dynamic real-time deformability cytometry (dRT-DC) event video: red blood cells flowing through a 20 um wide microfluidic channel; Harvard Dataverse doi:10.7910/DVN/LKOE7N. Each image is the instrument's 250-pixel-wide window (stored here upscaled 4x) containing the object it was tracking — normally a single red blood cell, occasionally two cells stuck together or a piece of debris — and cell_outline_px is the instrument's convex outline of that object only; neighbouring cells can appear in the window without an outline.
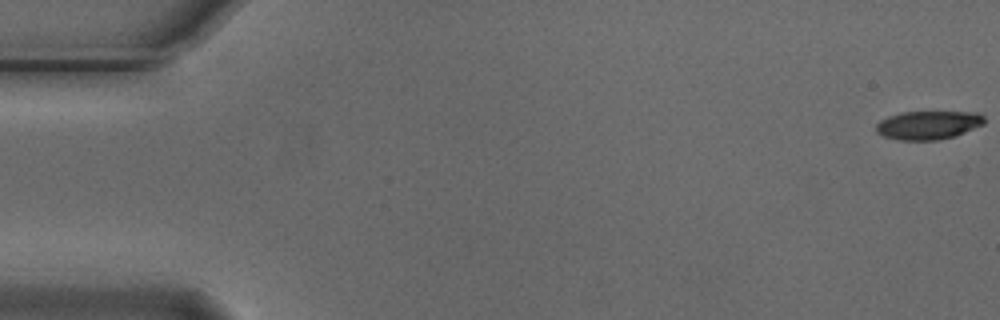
{"species": "Egyptian fruit bat (a non-hibernating species)", "species_latin": "Rousettus aegyptiacus", "temperature_condition": "cold", "stored_images_in_passage": 13, "camera_frame_rate_fps": 3000, "um_per_image_px": 0.085, "animal": {"sex": "male"}, "frame": {"image": 1, "passage_image": 1, "time_ms": 0.0, "image_size_px": [1000, 320], "cell_outline_px": [[984, 124], [964, 132], [940, 140], [900, 140], [884, 136], [876, 132], [876, 124], [880, 120], [888, 116], [900, 112], [976, 112], [984, 116]], "centroid_in_image_um": [78.87, 10.62], "position_along_channel_um": 6.1, "area_um2": 17.92}}